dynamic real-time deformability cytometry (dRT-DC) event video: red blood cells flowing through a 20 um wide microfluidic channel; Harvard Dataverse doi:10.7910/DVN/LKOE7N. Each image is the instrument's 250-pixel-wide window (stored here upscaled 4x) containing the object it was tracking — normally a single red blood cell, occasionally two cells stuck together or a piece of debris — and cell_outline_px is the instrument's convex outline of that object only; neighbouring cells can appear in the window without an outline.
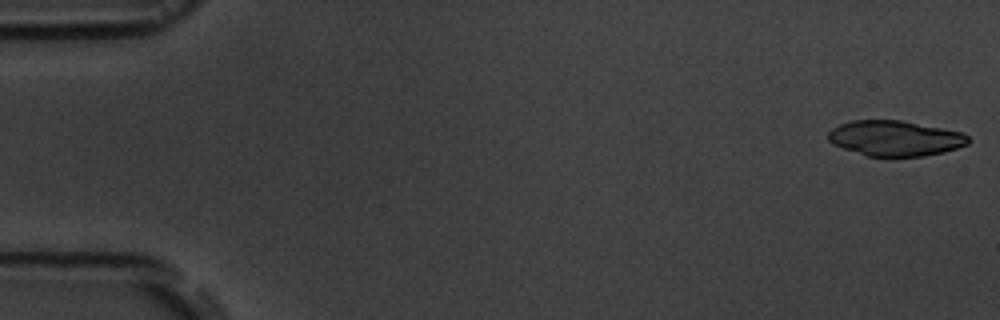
{"species": "common noctule bat (a hibernating species)", "species_latin": "Nyctalus noctula", "temperature_condition": "room temperature", "stored_images_in_passage": 4, "camera_frame_rate_fps": 3000, "um_per_image_px": 0.085, "animal": {"sex": "male", "body_mass_g": 19.5, "forearm_length_mm": 54.6}, "frame": {"image": 1, "passage_image": 1, "time_ms": 0.0, "image_size_px": [1000, 320], "cell_outline_px": [[972, 140], [968, 144], [944, 152], [924, 156], [864, 156], [832, 144], [828, 140], [828, 132], [832, 128], [840, 124], [852, 120], [900, 120], [964, 132]], "centroid_in_image_um": [76.09, 11.75], "position_along_channel_um": 8.9, "area_um2": 29.07}}